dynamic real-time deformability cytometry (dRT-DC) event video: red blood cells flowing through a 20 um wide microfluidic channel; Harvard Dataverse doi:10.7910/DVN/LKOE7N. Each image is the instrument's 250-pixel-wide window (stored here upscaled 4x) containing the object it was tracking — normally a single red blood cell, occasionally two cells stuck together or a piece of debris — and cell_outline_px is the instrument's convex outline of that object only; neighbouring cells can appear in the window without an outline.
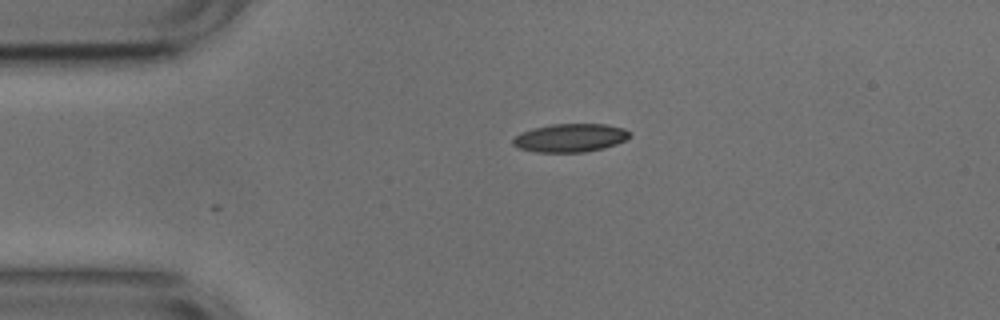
{"species": "common noctule bat (a hibernating species)", "species_latin": "Nyctalus noctula", "temperature_condition": "cold", "stored_images_in_passage": 18, "camera_frame_rate_fps": 3000, "um_per_image_px": 0.085, "animal": {"sex": "male", "body_mass_g": 17.9, "forearm_length_mm": 54.2}, "frame": {"image": 1, "passage_image": 1, "time_ms": 0.0, "image_size_px": [1000, 320], "cell_outline_px": [[632, 136], [616, 144], [604, 148], [584, 152], [536, 152], [520, 148], [512, 144], [512, 140], [520, 132], [532, 128], [552, 124], [604, 124], [624, 128], [632, 132]], "centroid_in_image_um": [48.49, 11.71], "position_along_channel_um": 36.5, "area_um2": 19.36}}